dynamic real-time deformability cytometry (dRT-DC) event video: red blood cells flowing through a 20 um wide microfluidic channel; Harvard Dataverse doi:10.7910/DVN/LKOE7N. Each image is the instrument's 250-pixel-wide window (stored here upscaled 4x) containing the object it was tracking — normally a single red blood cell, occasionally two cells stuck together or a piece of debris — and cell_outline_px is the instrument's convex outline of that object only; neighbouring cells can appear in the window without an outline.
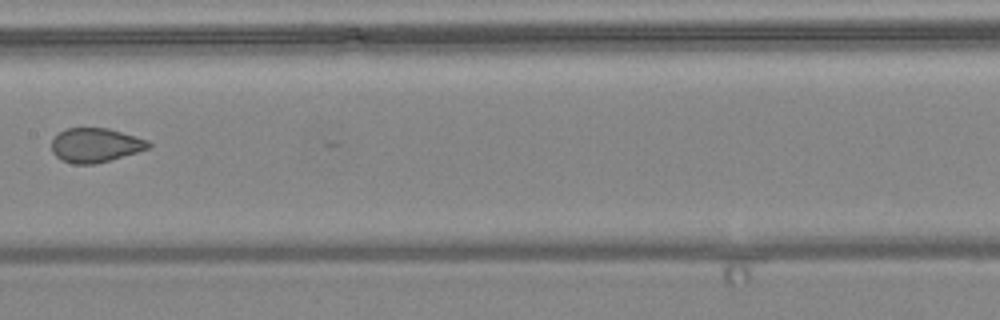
{"species": "common noctule bat (a hibernating species)", "species_latin": "Nyctalus noctula", "temperature_condition": "warm", "stored_images_in_passage": 7, "camera_frame_rate_fps": 3000, "um_per_image_px": 0.085, "animal": {"sex": "female", "body_mass_g": 24.6, "forearm_length_mm": 56.2}, "frame": {"image": 1, "passage_image": 7, "time_ms": 8.0, "image_size_px": [1000, 320], "cell_outline_px": [[152, 148], [112, 160], [92, 164], [72, 164], [60, 160], [52, 152], [52, 140], [60, 132], [68, 128], [108, 128], [148, 140], [152, 144]], "centroid_in_image_um": [8.14, 12.35], "position_along_channel_um": 199.3, "area_um2": 19.48}}